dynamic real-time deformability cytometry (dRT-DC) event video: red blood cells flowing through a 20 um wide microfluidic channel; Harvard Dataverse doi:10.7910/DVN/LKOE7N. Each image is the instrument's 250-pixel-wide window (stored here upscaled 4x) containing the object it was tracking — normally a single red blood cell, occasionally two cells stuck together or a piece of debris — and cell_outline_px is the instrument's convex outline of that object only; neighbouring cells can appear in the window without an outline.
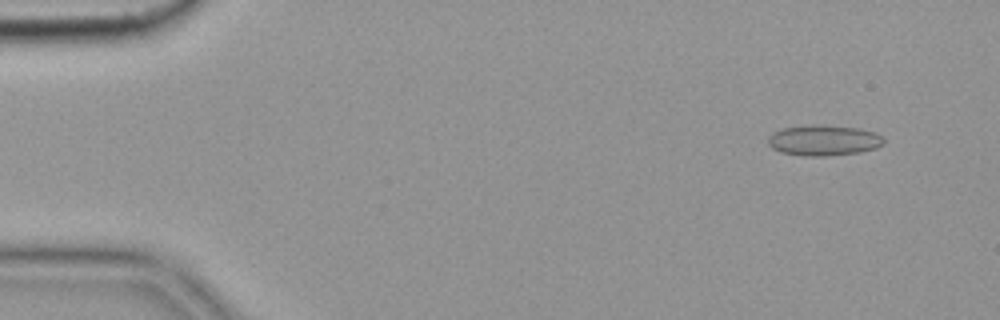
{"species": "common noctule bat (a hibernating species)", "species_latin": "Nyctalus noctula", "temperature_condition": "cold", "stored_images_in_passage": 6, "camera_frame_rate_fps": 3000, "um_per_image_px": 0.085, "animal": {"sex": "female", "body_mass_g": 19.9}, "frame": {"image": 1, "passage_image": 2, "time_ms": 0.333, "image_size_px": [1000, 320], "cell_outline_px": [[884, 144], [876, 148], [860, 152], [824, 156], [804, 156], [780, 152], [772, 148], [768, 144], [768, 136], [772, 132], [780, 128], [812, 124], [816, 124], [860, 128], [876, 132], [884, 140]], "centroid_in_image_um": [69.98, 11.92], "position_along_channel_um": 15.0, "area_um2": 20.92}}
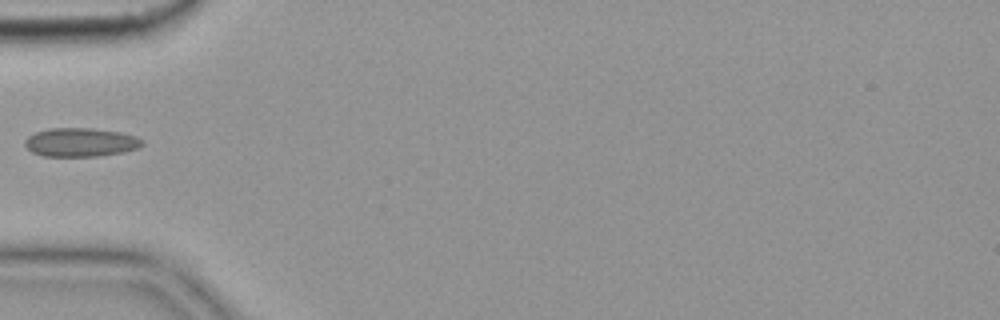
{"frame": {"image": 2, "passage_image": 5, "time_ms": 1.333, "image_size_px": [1000, 320], "cell_outline_px": [[144, 144], [136, 148], [120, 152], [96, 156], [44, 156], [32, 152], [24, 144], [24, 140], [28, 136], [36, 132], [52, 128], [92, 128], [120, 132], [136, 136], [144, 140]], "centroid_in_image_um": [6.84, 12.08], "position_along_channel_um": 78.2, "area_um2": 19.48}}
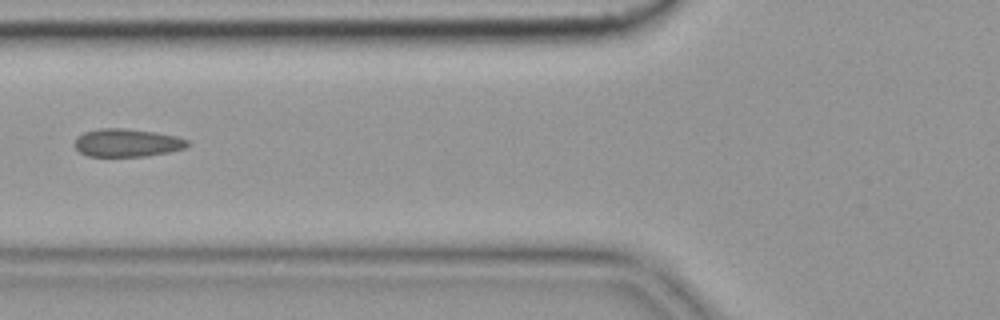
{"frame": {"image": 3, "passage_image": 6, "time_ms": 1.667, "image_size_px": [1000, 320], "cell_outline_px": [[188, 144], [184, 148], [168, 152], [144, 156], [88, 156], [80, 152], [72, 144], [76, 136], [84, 132], [100, 128], [124, 128], [156, 132], [176, 136], [188, 140]], "centroid_in_image_um": [10.74, 12.13], "position_along_channel_um": 115.1, "area_um2": 18.44}}